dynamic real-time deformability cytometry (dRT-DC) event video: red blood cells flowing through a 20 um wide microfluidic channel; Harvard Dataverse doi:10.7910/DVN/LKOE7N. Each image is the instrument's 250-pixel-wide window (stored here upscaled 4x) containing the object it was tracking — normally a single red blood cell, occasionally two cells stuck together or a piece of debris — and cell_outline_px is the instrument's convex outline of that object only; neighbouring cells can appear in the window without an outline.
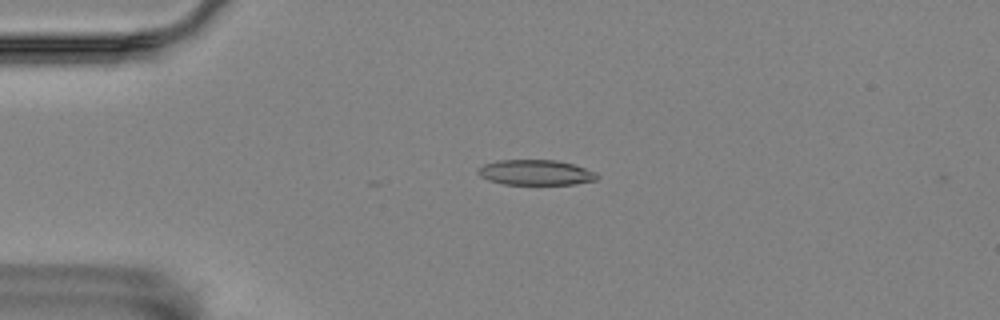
{"species": "Egyptian fruit bat (a non-hibernating species)", "species_latin": "Rousettus aegyptiacus", "temperature_condition": "room temperature", "stored_images_in_passage": 2, "camera_frame_rate_fps": 3000, "um_per_image_px": 0.085, "animal": {"sex": "female"}, "frame": {"image": 1, "passage_image": 1, "time_ms": 0.0, "image_size_px": [1000, 320], "cell_outline_px": [[600, 176], [596, 180], [576, 184], [504, 184], [488, 180], [480, 176], [476, 172], [484, 164], [496, 160], [556, 160], [572, 164], [596, 172]], "centroid_in_image_um": [45.53, 14.66], "position_along_channel_um": 39.5, "area_um2": 17.51}}